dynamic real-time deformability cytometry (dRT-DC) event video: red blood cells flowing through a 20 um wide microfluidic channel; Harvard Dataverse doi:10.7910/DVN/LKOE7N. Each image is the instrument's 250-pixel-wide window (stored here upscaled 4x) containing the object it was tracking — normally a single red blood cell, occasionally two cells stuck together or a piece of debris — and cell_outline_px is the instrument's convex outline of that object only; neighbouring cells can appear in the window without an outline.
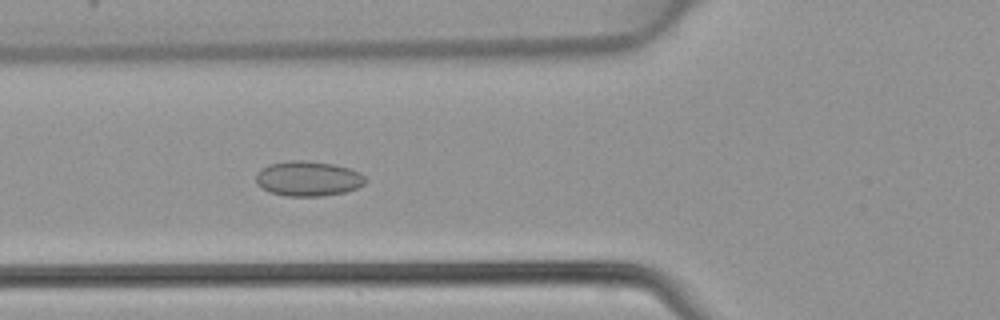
{"species": "common noctule bat (a hibernating species)", "species_latin": "Nyctalus noctula", "temperature_condition": "warm", "stored_images_in_passage": 45, "camera_frame_rate_fps": 3000, "um_per_image_px": 0.085, "animal": {"sex": "female", "body_mass_g": 22.7, "forearm_length_mm": 54.2}, "frame": {"image": 1, "passage_image": 16, "time_ms": 5.0, "image_size_px": [1000, 320], "cell_outline_px": [[368, 180], [364, 184], [356, 188], [344, 192], [324, 196], [284, 196], [272, 192], [256, 184], [256, 172], [260, 168], [268, 164], [292, 160], [304, 160], [332, 164], [348, 168], [360, 172]], "centroid_in_image_um": [26.18, 15.18], "position_along_channel_um": 99.6, "area_um2": 22.37}}
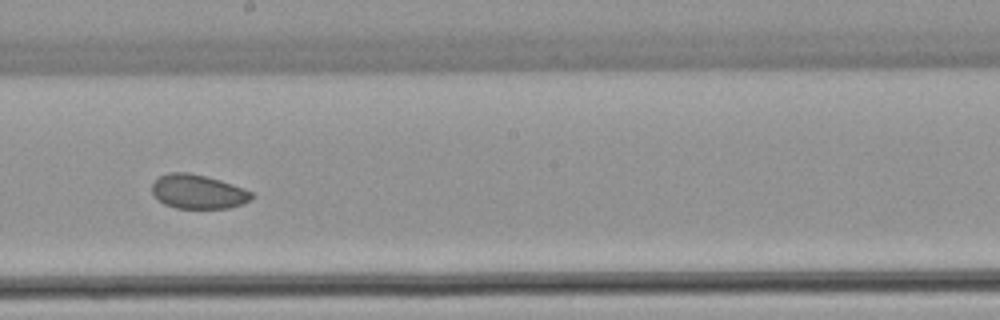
{"frame": {"image": 2, "passage_image": 25, "time_ms": 8.0, "image_size_px": [1000, 320], "cell_outline_px": [[252, 200], [228, 208], [176, 208], [164, 204], [152, 192], [152, 184], [160, 176], [168, 172], [188, 172], [220, 180], [244, 188], [252, 192]], "centroid_in_image_um": [16.83, 16.29], "position_along_channel_um": 231.4, "area_um2": 19.65}}
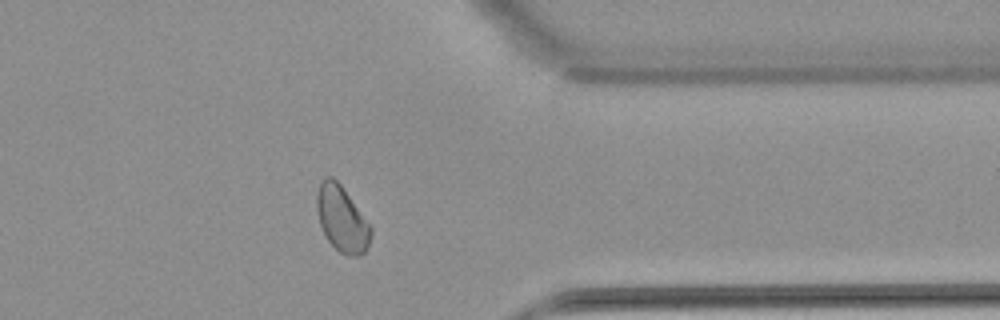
{"frame": {"image": 3, "passage_image": 36, "time_ms": 11.667, "image_size_px": [1000, 320], "cell_outline_px": [[372, 236], [364, 252], [360, 256], [348, 256], [340, 252], [328, 240], [320, 224], [316, 208], [316, 196], [320, 184], [324, 176], [332, 176], [340, 184], [372, 228]], "centroid_in_image_um": [29.05, 18.61], "position_along_channel_um": 382.3, "area_um2": 20.4}}